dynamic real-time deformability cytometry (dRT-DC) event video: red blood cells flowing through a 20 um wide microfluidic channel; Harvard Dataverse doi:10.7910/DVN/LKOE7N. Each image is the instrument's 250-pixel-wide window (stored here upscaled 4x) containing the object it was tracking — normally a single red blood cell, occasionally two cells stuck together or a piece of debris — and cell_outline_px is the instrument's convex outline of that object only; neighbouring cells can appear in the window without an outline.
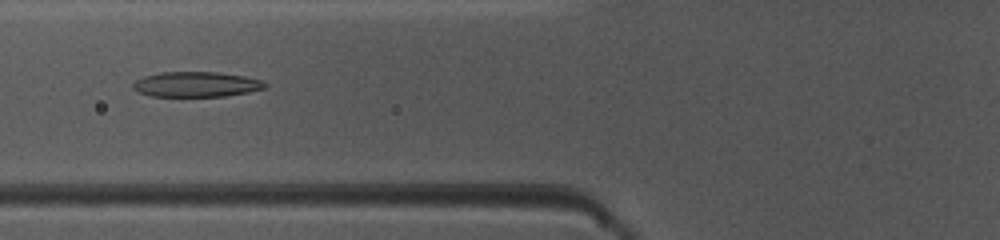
{"species": "common noctule bat (a hibernating species)", "species_latin": "Nyctalus noctula", "temperature_condition": "warm", "stored_images_in_passage": 33, "camera_frame_rate_fps": 3000, "um_per_image_px": 0.085, "animal": {"sex": "female", "body_mass_g": 10.0, "forearm_length_mm": 53.1}, "frame": {"image": 1, "passage_image": 9, "time_ms": 2.667, "image_size_px": [1000, 240], "cell_outline_px": [[268, 84], [264, 88], [248, 92], [224, 96], [152, 96], [140, 92], [132, 88], [132, 84], [136, 80], [144, 76], [160, 72], [216, 72], [244, 76], [260, 80]], "centroid_in_image_um": [16.66, 7.16], "position_along_channel_um": 109.1, "area_um2": 19.19}}
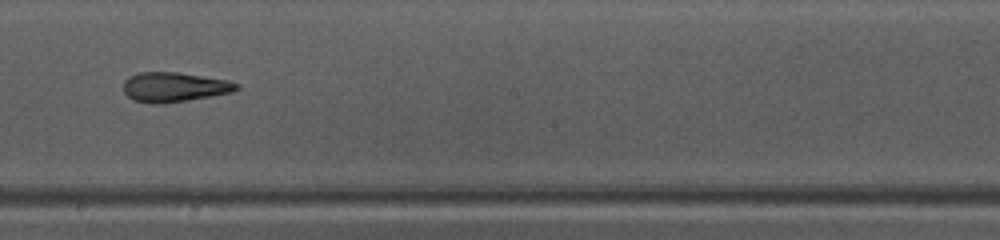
{"frame": {"image": 2, "passage_image": 18, "time_ms": 5.667, "image_size_px": [1000, 240], "cell_outline_px": [[240, 88], [232, 92], [188, 100], [160, 104], [152, 104], [132, 100], [124, 92], [124, 80], [128, 76], [140, 72], [180, 72], [228, 80], [240, 84]], "centroid_in_image_um": [14.81, 7.39], "position_along_channel_um": 233.4, "area_um2": 19.71}}
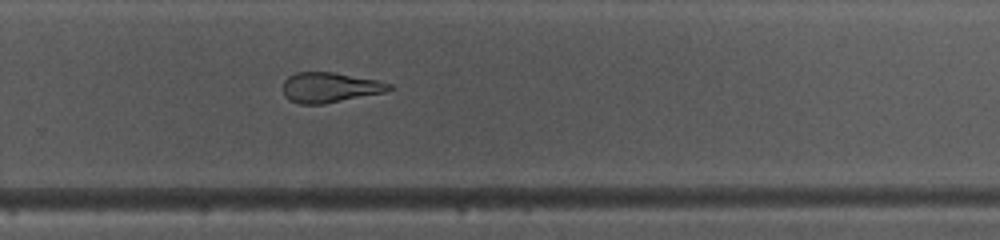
{"frame": {"image": 3, "passage_image": 23, "time_ms": 7.333, "image_size_px": [1000, 240], "cell_outline_px": [[392, 88], [384, 92], [324, 104], [300, 104], [288, 100], [284, 96], [284, 80], [288, 76], [296, 72], [332, 72], [380, 80], [392, 84]], "centroid_in_image_um": [28.03, 7.43], "position_along_channel_um": 301.8, "area_um2": 18.67}, "authors_computed_cell_mechanics": {"area_um2": 19.7098, "velocity_mm_per_s": 4.1124, "shape_relaxation_time_tau1_ms": 6.9275, "shape_relaxation_time_tau2_ms": 2.2504, "deformation_change_tau1": 0.2037, "deformation_change_tau2": 0.1239}}